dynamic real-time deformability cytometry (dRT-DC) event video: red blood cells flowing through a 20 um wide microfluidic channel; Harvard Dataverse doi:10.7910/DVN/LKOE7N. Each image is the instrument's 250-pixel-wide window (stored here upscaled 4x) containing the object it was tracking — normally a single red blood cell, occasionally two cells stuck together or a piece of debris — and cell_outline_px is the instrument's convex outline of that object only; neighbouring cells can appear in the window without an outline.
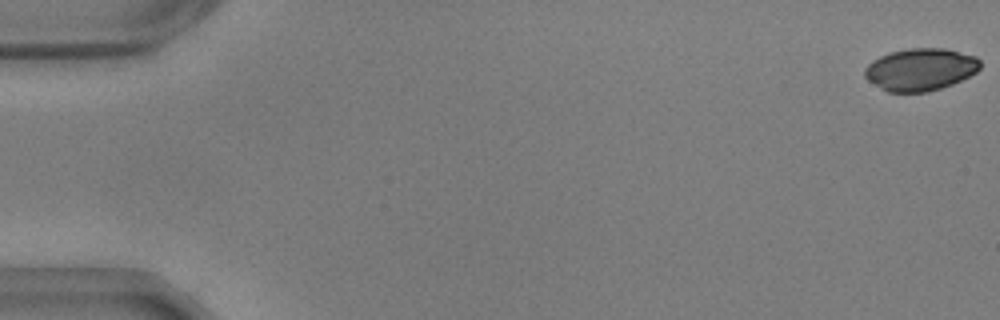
{"species": "common noctule bat (a hibernating species)", "species_latin": "Nyctalus noctula", "temperature_condition": "warm", "stored_images_in_passage": 56, "camera_frame_rate_fps": 3000, "um_per_image_px": 0.085, "animal": {"sex": "male", "body_mass_g": 17.9, "forearm_length_mm": 54.2}, "frame": {"image": 1, "passage_image": 1, "time_ms": 0.0, "image_size_px": [1000, 320], "cell_outline_px": [[980, 68], [976, 72], [952, 84], [928, 92], [888, 92], [868, 80], [864, 76], [864, 68], [872, 60], [888, 52], [912, 48], [944, 48], [976, 56], [980, 60]], "centroid_in_image_um": [78.22, 5.9], "position_along_channel_um": 6.8, "area_um2": 28.44}}
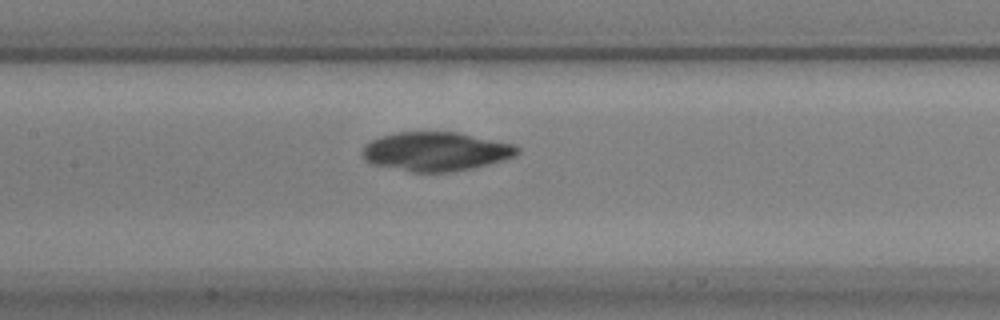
{"frame": {"image": 2, "passage_image": 27, "time_ms": 8.667, "image_size_px": [1000, 320], "cell_outline_px": [[520, 152], [516, 156], [504, 160], [472, 168], [448, 172], [412, 172], [372, 164], [364, 160], [360, 156], [360, 152], [364, 144], [380, 136], [396, 132], [456, 132], [512, 144], [520, 148]], "centroid_in_image_um": [36.99, 12.88], "position_along_channel_um": 170.4, "area_um2": 35.32}}
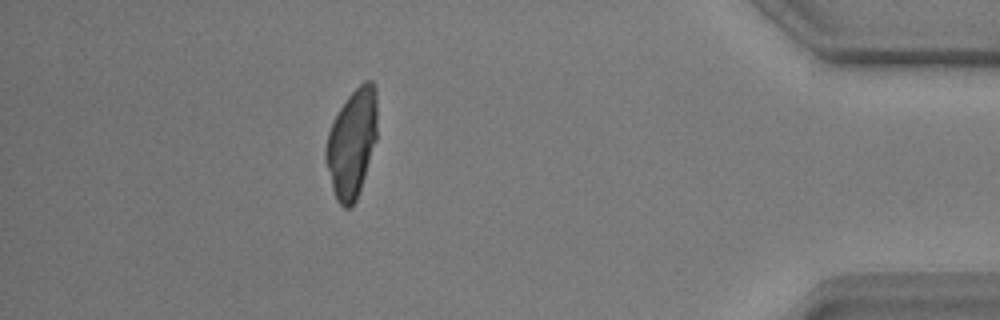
{"frame": {"image": 3, "passage_image": 50, "time_ms": 16.333, "image_size_px": [1000, 320], "cell_outline_px": [[376, 140], [356, 200], [348, 208], [344, 208], [336, 200], [332, 188], [324, 160], [324, 152], [328, 132], [332, 120], [348, 96], [364, 80], [372, 80], [376, 88]], "centroid_in_image_um": [29.88, 12.15], "position_along_channel_um": 405.3, "area_um2": 32.37}}